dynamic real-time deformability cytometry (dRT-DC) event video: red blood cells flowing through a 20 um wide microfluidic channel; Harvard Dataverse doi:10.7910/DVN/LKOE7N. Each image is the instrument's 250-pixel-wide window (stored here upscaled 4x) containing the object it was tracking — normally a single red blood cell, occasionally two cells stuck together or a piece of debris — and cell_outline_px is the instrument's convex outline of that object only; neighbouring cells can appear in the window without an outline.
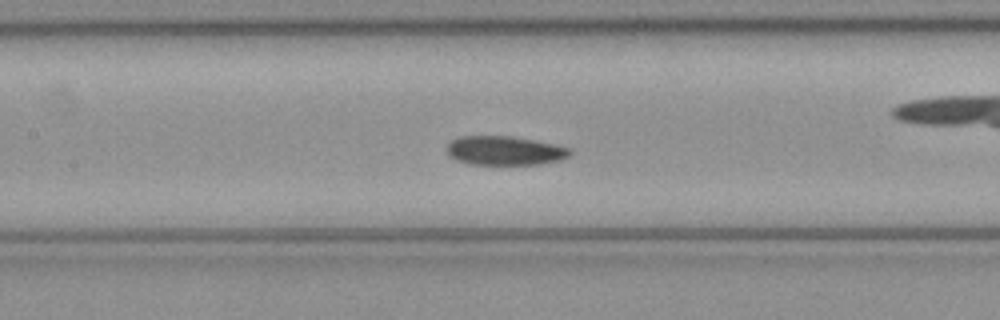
{"species": "common noctule bat (a hibernating species)", "species_latin": "Nyctalus noctula", "temperature_condition": "cold", "stored_images_in_passage": 36, "camera_frame_rate_fps": 3000, "um_per_image_px": 0.085, "animal": {"sex": "female", "body_mass_g": 21.9}, "frame": {"image": 1, "passage_image": 16, "time_ms": 5.0, "image_size_px": [1000, 320], "cell_outline_px": [[572, 152], [568, 156], [560, 160], [540, 164], [468, 164], [456, 160], [448, 156], [444, 148], [452, 140], [460, 136], [512, 136], [556, 144], [572, 148]], "centroid_in_image_um": [42.88, 12.8], "position_along_channel_um": 164.5, "area_um2": 21.1}}
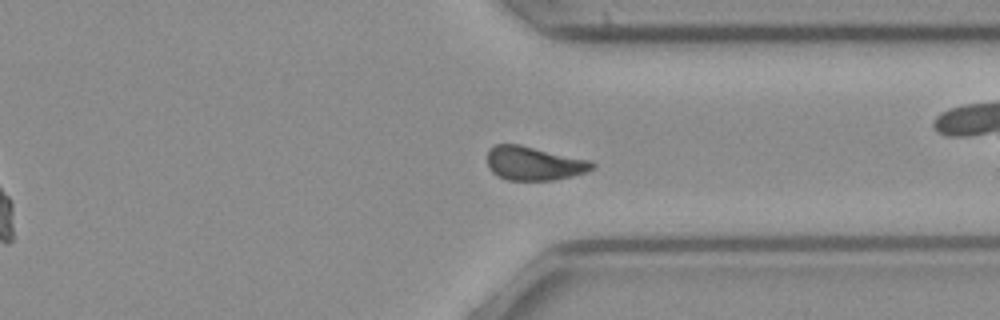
{"frame": {"image": 2, "passage_image": 31, "time_ms": 10.0, "image_size_px": [1000, 320], "cell_outline_px": [[596, 168], [572, 176], [556, 180], [504, 180], [496, 176], [488, 168], [488, 148], [496, 144], [520, 144], [592, 160], [596, 164]], "centroid_in_image_um": [45.39, 13.88], "position_along_channel_um": 366.0, "area_um2": 21.1}, "authors_computed_cell_mechanics": {"area_um2": 21.4438, "velocity_mm_per_s": 4.0415, "shape_relaxation_time_tau1_ms": 4.7536, "shape_relaxation_time_tau2_ms": null, "deformation_change_tau1": 0.108, "deformation_change_tau2": null}}